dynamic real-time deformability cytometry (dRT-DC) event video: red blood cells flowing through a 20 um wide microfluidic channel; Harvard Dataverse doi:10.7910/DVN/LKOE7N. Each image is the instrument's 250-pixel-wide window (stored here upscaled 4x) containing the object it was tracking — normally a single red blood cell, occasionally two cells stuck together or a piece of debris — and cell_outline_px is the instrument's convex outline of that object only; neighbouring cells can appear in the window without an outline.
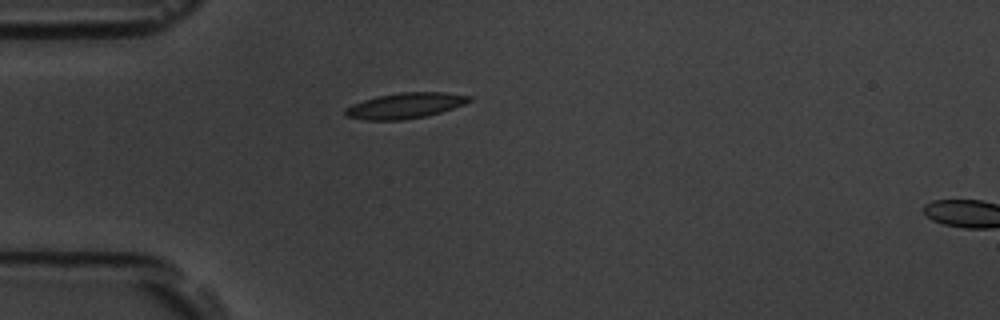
{"species": "common noctule bat (a hibernating species)", "species_latin": "Nyctalus noctula", "temperature_condition": "room temperature", "stored_images_in_passage": 3, "camera_frame_rate_fps": 3000, "um_per_image_px": 0.085, "animal": {"sex": "male", "body_mass_g": 19.5, "forearm_length_mm": 54.6}, "frame": {"image": 1, "passage_image": 1, "time_ms": 0.0, "image_size_px": [1000, 320], "cell_outline_px": [[472, 100], [464, 104], [440, 112], [424, 116], [404, 120], [364, 120], [348, 116], [344, 112], [344, 108], [352, 104], [376, 96], [400, 92], [444, 92], [472, 96]], "centroid_in_image_um": [34.43, 8.97], "position_along_channel_um": 50.6, "area_um2": 18.44}}